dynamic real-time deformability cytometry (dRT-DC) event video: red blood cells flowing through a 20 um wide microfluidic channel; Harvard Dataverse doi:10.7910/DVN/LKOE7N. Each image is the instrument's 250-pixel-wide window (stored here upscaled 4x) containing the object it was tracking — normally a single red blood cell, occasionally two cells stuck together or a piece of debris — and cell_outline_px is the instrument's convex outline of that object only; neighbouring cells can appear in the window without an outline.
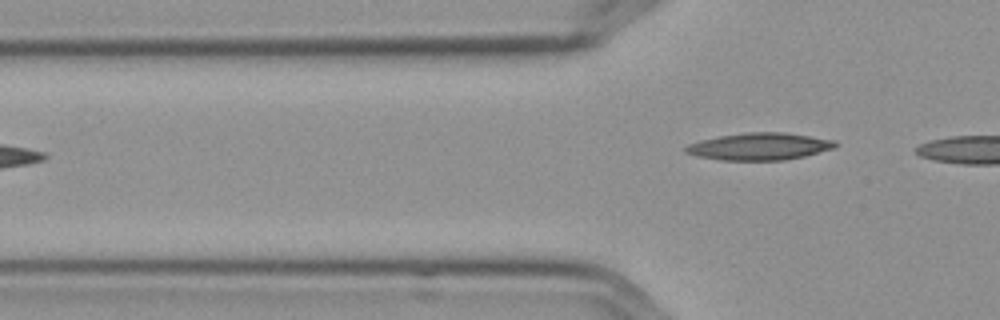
{"species": "Egyptian fruit bat (a non-hibernating species)", "species_latin": "Rousettus aegyptiacus", "temperature_condition": "cold", "stored_images_in_passage": 5, "segment_of_instrument_passage": [2, 2], "camera_frame_rate_fps": 3000, "um_per_image_px": 0.085, "frame": {"image": 1, "passage_image": 5, "time_ms": 1.333, "image_size_px": [1000, 320], "cell_outline_px": [[836, 148], [804, 156], [784, 160], [720, 160], [696, 156], [684, 152], [684, 148], [688, 144], [700, 140], [720, 136], [748, 132], [784, 132], [836, 140]], "centroid_in_image_um": [64.55, 12.45], "position_along_channel_um": 61.3, "area_um2": 23.7}}